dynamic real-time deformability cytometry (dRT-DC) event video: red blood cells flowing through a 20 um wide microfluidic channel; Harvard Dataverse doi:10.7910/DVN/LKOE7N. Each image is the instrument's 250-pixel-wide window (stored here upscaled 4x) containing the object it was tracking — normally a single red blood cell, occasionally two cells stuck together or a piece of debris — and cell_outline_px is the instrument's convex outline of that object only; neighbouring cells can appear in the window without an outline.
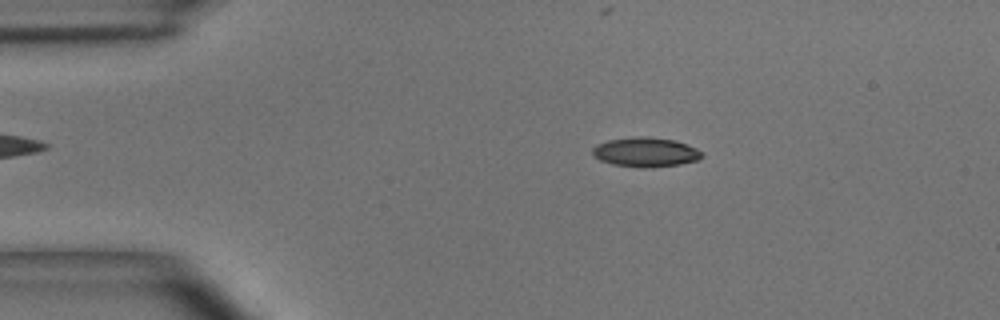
{"species": "common noctule bat (a hibernating species)", "species_latin": "Nyctalus noctula", "temperature_condition": "room temperature", "stored_images_in_passage": 5, "camera_frame_rate_fps": 3000, "um_per_image_px": 0.085, "animal": {"sex": "male", "body_mass_g": 15.6}, "frame": {"image": 1, "passage_image": 2, "time_ms": 0.333, "image_size_px": [1000, 320], "cell_outline_px": [[704, 156], [696, 160], [680, 164], [652, 168], [644, 168], [612, 164], [600, 160], [592, 152], [592, 148], [596, 144], [608, 140], [632, 136], [644, 136], [676, 140], [688, 144], [704, 152]], "centroid_in_image_um": [54.9, 12.92], "position_along_channel_um": 30.1, "area_um2": 19.02}}
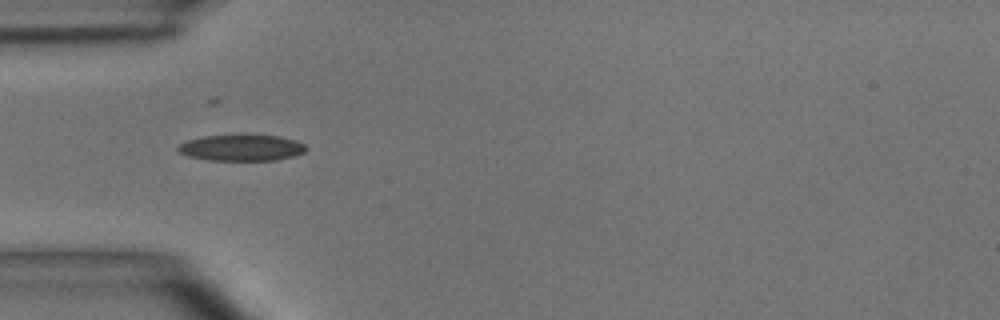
{"frame": {"image": 2, "passage_image": 4, "time_ms": 1.0, "image_size_px": [1000, 320], "cell_outline_px": [[308, 148], [304, 152], [296, 156], [276, 160], [208, 160], [188, 156], [180, 152], [176, 148], [180, 144], [188, 140], [204, 136], [240, 132], [248, 132], [280, 136], [296, 140], [304, 144]], "centroid_in_image_um": [20.57, 12.51], "position_along_channel_um": 64.4, "area_um2": 20.52}}
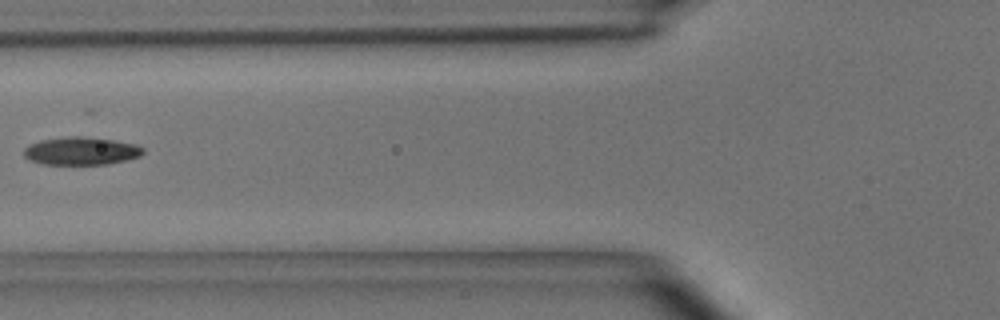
{"frame": {"image": 3, "passage_image": 5, "time_ms": 1.333, "image_size_px": [1000, 320], "cell_outline_px": [[144, 152], [140, 156], [128, 160], [108, 164], [44, 164], [28, 160], [24, 156], [24, 148], [28, 144], [40, 140], [68, 136], [80, 136], [116, 140], [136, 144], [144, 148]], "centroid_in_image_um": [6.9, 12.83], "position_along_channel_um": 118.9, "area_um2": 19.59}}